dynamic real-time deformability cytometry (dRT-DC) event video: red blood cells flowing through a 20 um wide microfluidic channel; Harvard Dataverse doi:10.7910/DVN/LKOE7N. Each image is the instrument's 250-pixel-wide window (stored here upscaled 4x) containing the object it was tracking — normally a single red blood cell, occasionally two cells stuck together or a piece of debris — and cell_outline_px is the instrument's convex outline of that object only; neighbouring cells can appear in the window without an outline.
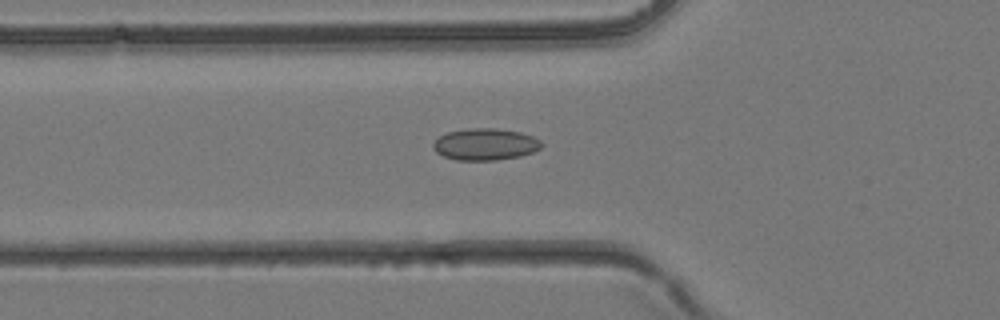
{"species": "common noctule bat (a hibernating species)", "species_latin": "Nyctalus noctula", "temperature_condition": "room temperature", "stored_images_in_passage": 39, "camera_frame_rate_fps": 3000, "um_per_image_px": 0.085, "animal": {"sex": "female", "body_mass_g": 24.6, "forearm_length_mm": 56.2}, "frame": {"image": 1, "passage_image": 14, "time_ms": 4.333, "image_size_px": [1000, 320], "cell_outline_px": [[544, 144], [540, 148], [532, 152], [520, 156], [496, 160], [456, 160], [444, 156], [436, 152], [432, 148], [432, 144], [440, 136], [448, 132], [468, 128], [496, 128], [520, 132], [532, 136], [540, 140]], "centroid_in_image_um": [41.24, 12.26], "position_along_channel_um": 84.6, "area_um2": 20.06}}
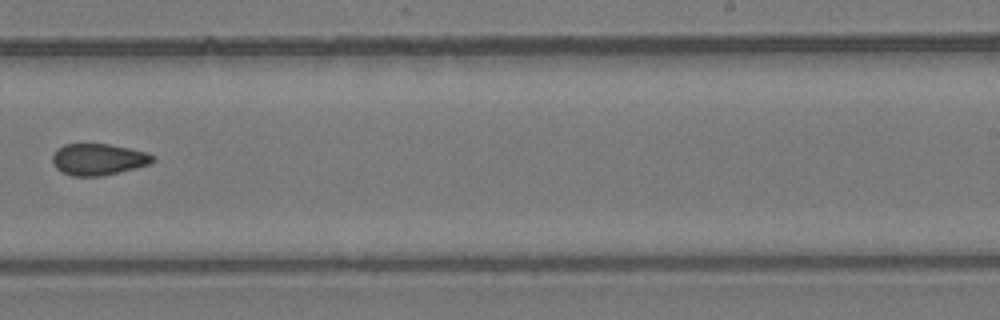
{"frame": {"image": 2, "passage_image": 25, "time_ms": 8.0, "image_size_px": [1000, 320], "cell_outline_px": [[156, 160], [148, 164], [136, 168], [120, 172], [100, 176], [72, 176], [60, 172], [52, 164], [52, 156], [64, 144], [108, 144], [148, 152], [156, 156]], "centroid_in_image_um": [8.37, 13.55], "position_along_channel_um": 280.6, "area_um2": 18.5}}
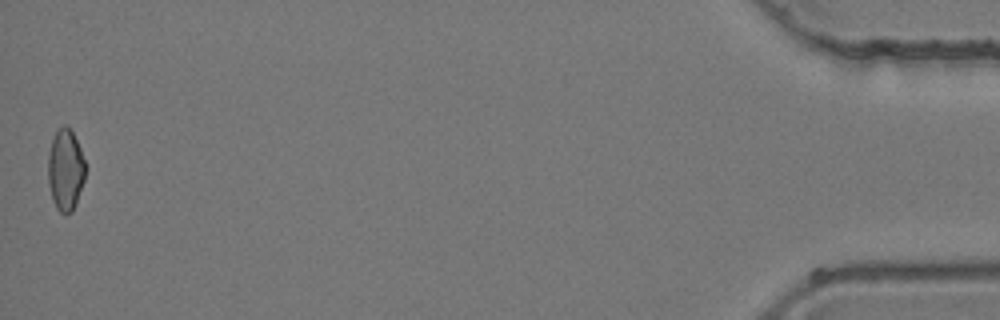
{"frame": {"image": 3, "passage_image": 39, "time_ms": 12.667, "image_size_px": [1000, 320], "cell_outline_px": [[84, 180], [76, 204], [72, 212], [64, 216], [56, 208], [52, 200], [48, 180], [48, 152], [56, 128], [64, 124], [72, 132], [80, 148], [84, 160]], "centroid_in_image_um": [5.54, 14.46], "position_along_channel_um": 429.7, "area_um2": 17.8}}